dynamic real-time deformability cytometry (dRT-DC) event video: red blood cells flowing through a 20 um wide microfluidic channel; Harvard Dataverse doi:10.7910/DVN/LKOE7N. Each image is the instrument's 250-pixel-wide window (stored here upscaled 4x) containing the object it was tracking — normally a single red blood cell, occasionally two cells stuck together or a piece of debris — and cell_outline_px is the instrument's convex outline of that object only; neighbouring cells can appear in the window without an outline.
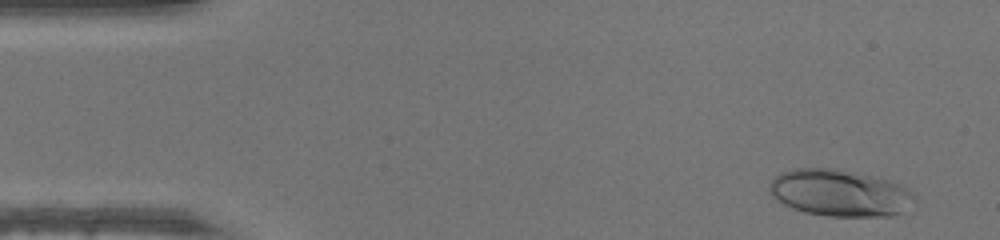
{"species": "human", "species_latin": "Homo sapiens", "temperature_condition": "warm", "stored_images_in_passage": 48, "camera_frame_rate_fps": 3000, "um_per_image_px": 0.085, "donor": {"sex": "male"}, "frame": {"image": 1, "passage_image": 3, "time_ms": 0.667, "image_size_px": [1000, 240], "cell_outline_px": [[916, 196], [900, 212], [892, 216], [828, 216], [804, 212], [792, 208], [776, 200], [768, 192], [768, 184], [776, 176], [792, 168], [836, 168], [856, 172], [888, 180], [900, 184], [908, 188]], "centroid_in_image_um": [71.32, 16.39], "position_along_channel_um": 13.7, "area_um2": 39.48}}
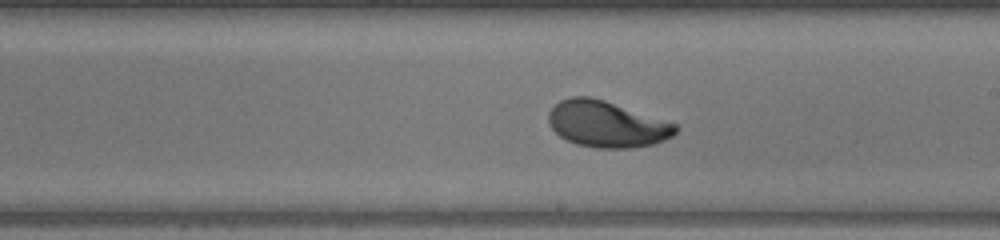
{"frame": {"image": 2, "passage_image": 27, "time_ms": 8.667, "image_size_px": [1000, 240], "cell_outline_px": [[680, 128], [672, 136], [656, 144], [632, 148], [596, 148], [576, 144], [560, 136], [548, 124], [548, 112], [560, 100], [572, 96], [592, 96], [676, 124]], "centroid_in_image_um": [51.56, 10.56], "position_along_channel_um": 237.4, "area_um2": 34.22}}
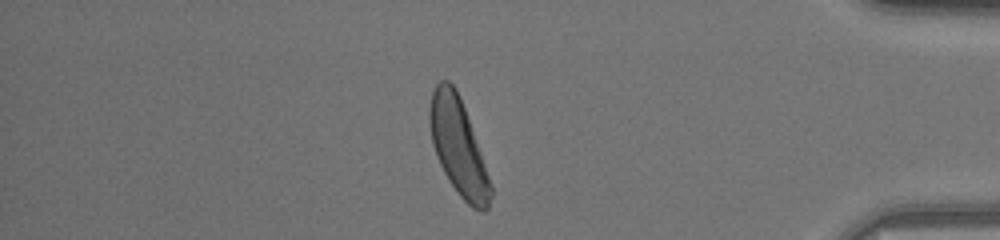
{"frame": {"image": 3, "passage_image": 41, "time_ms": 13.333, "image_size_px": [1000, 240], "cell_outline_px": [[492, 196], [488, 208], [484, 212], [480, 212], [472, 208], [460, 196], [448, 180], [436, 156], [432, 144], [428, 124], [428, 108], [432, 92], [436, 84], [440, 80], [448, 80], [456, 88], [460, 96], [492, 184]], "centroid_in_image_um": [38.94, 12.48], "position_along_channel_um": 396.3, "area_um2": 34.45}}